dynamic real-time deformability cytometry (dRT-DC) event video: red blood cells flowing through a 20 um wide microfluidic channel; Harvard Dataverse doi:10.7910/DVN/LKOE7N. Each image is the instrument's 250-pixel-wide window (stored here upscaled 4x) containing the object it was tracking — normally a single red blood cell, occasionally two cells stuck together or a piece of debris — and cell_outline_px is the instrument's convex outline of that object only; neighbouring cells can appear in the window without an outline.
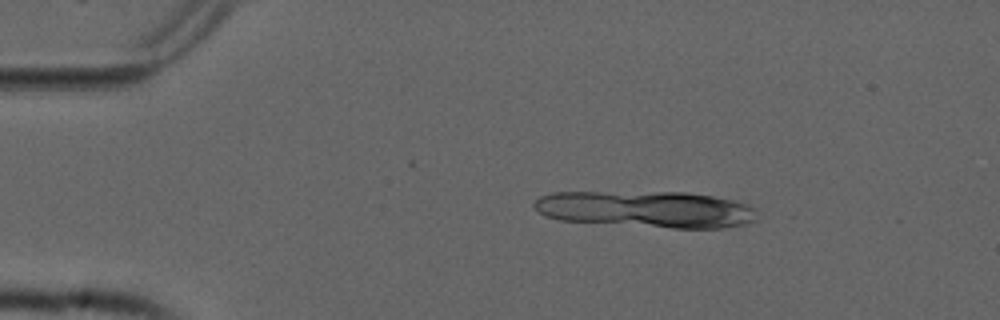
{"species": "common noctule bat (a hibernating species)", "species_latin": "Nyctalus noctula", "temperature_condition": "cold", "stored_images_in_passage": 1, "camera_frame_rate_fps": 3000, "um_per_image_px": 0.085, "animal": {"sex": "male", "forearm_length_mm": 52.5}, "frame": {"image": 1, "passage_image": 1, "time_ms": 0.0, "image_size_px": [1000, 320], "cell_outline_px": [[716, 200], [704, 220], [696, 224], [660, 224], [644, 220], [632, 216], [624, 200], [648, 196], [700, 196]], "centroid_in_image_um": [57.01, 17.77], "position_along_channel_um": 28.0, "area_um2": 15.03}}